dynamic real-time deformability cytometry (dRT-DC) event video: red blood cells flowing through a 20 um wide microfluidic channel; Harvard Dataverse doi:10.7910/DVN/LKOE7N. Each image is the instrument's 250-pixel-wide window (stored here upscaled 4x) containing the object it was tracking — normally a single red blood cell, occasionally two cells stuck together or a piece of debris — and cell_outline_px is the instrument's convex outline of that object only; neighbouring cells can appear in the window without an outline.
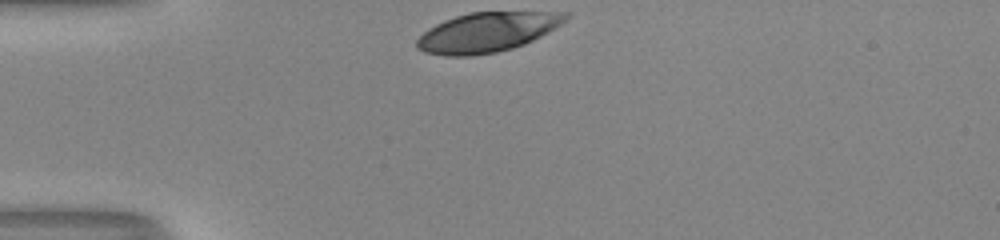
{"species": "human", "species_latin": "Homo sapiens", "temperature_condition": "room temperature", "stored_images_in_passage": 29, "camera_frame_rate_fps": 3000, "um_per_image_px": 0.085, "donor": {"sex": "male"}, "frame": {"image": 1, "passage_image": 1, "time_ms": 0.0, "image_size_px": [1000, 240], "cell_outline_px": [[568, 16], [560, 24], [548, 32], [524, 44], [512, 48], [496, 52], [472, 56], [444, 56], [424, 52], [416, 48], [416, 40], [428, 28], [444, 20], [468, 12], [568, 12]], "centroid_in_image_um": [41.35, 2.74], "position_along_channel_um": 43.7, "area_um2": 34.16}}
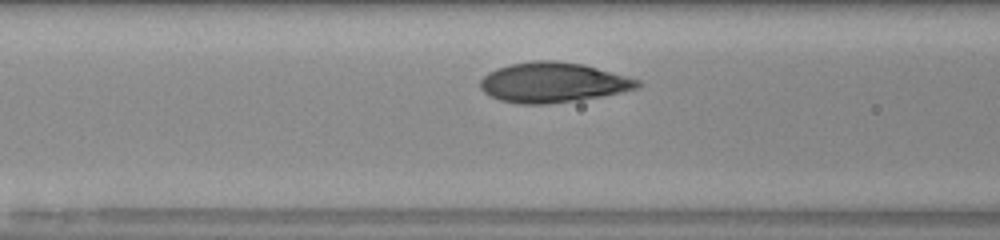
{"frame": {"image": 2, "passage_image": 9, "time_ms": 2.667, "image_size_px": [1000, 240], "cell_outline_px": [[644, 84], [636, 88], [620, 92], [600, 96], [576, 100], [548, 104], [520, 104], [500, 100], [484, 92], [480, 88], [480, 80], [488, 72], [496, 68], [512, 64], [532, 60], [556, 60], [584, 64], [640, 80]], "centroid_in_image_um": [46.99, 7.0], "position_along_channel_um": 119.6, "area_um2": 36.59}}
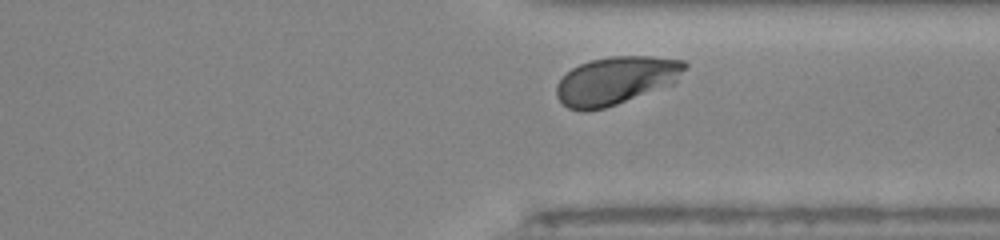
{"frame": {"image": 3, "passage_image": 27, "time_ms": 8.667, "image_size_px": [1000, 240], "cell_outline_px": [[688, 68], [676, 84], [604, 108], [588, 112], [580, 112], [568, 108], [556, 96], [556, 84], [572, 68], [580, 64], [592, 60], [612, 56], [652, 56], [684, 60], [688, 64]], "centroid_in_image_um": [52.42, 6.85], "position_along_channel_um": 359.0, "area_um2": 36.36}, "authors_computed_cell_mechanics": {"area_um2": 35.6626, "velocity_mm_per_s": 3.9935, "shape_relaxation_time_tau1_ms": 3.0167, "shape_relaxation_time_tau2_ms": null, "deformation_change_tau1": 0.1879, "deformation_change_tau2": null}}